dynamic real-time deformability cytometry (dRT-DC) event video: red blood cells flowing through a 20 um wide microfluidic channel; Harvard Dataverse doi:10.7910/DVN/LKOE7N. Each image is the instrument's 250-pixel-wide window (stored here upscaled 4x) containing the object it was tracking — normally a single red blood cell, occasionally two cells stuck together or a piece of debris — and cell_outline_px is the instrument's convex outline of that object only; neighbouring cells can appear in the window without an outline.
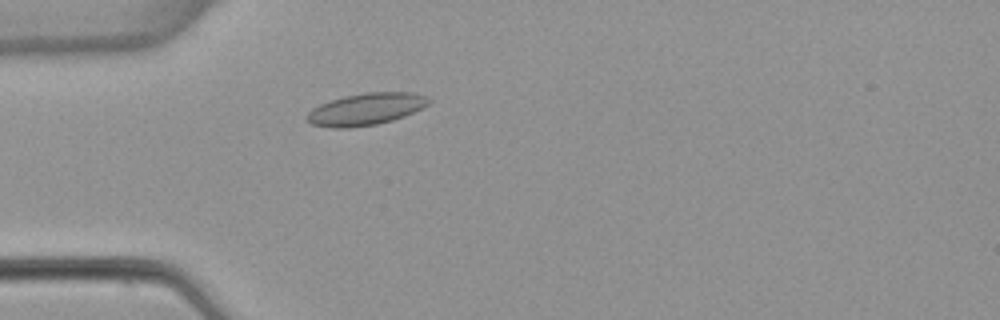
{"species": "common noctule bat (a hibernating species)", "species_latin": "Nyctalus noctula", "temperature_condition": "warm", "stored_images_in_passage": 3, "camera_frame_rate_fps": 3000, "um_per_image_px": 0.085, "animal": {"sex": "female", "body_mass_g": 22.7, "forearm_length_mm": 54.2}, "frame": {"image": 1, "passage_image": 3, "time_ms": 2.333, "image_size_px": [1000, 320], "cell_outline_px": [[432, 100], [428, 104], [404, 116], [392, 120], [376, 124], [348, 128], [332, 128], [312, 124], [304, 120], [308, 112], [312, 108], [320, 104], [344, 96], [368, 92], [412, 92], [428, 96]], "centroid_in_image_um": [31.08, 9.27], "position_along_channel_um": 53.9, "area_um2": 22.66}}